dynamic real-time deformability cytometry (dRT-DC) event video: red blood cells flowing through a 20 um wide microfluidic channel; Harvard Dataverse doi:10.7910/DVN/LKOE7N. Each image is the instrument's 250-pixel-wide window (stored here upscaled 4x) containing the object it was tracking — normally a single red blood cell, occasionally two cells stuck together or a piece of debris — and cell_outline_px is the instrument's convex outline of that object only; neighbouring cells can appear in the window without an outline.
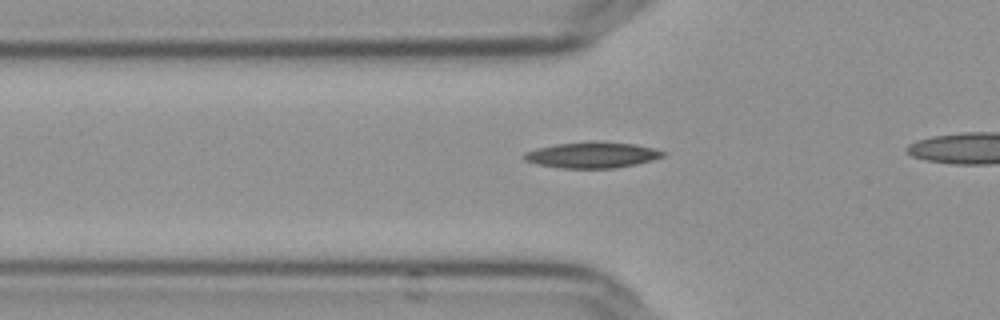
{"species": "Egyptian fruit bat (a non-hibernating species)", "species_latin": "Rousettus aegyptiacus", "temperature_condition": "cold", "stored_images_in_passage": 29, "camera_frame_rate_fps": 3000, "um_per_image_px": 0.085, "frame": {"image": 1, "passage_image": 2, "time_ms": 0.333, "image_size_px": [1000, 320], "cell_outline_px": [[668, 152], [664, 156], [652, 160], [636, 164], [612, 168], [560, 168], [536, 164], [524, 160], [520, 156], [524, 152], [536, 148], [556, 144], [588, 140], [596, 140], [636, 144]], "centroid_in_image_um": [50.3, 13.15], "position_along_channel_um": 75.5, "area_um2": 21.44}}
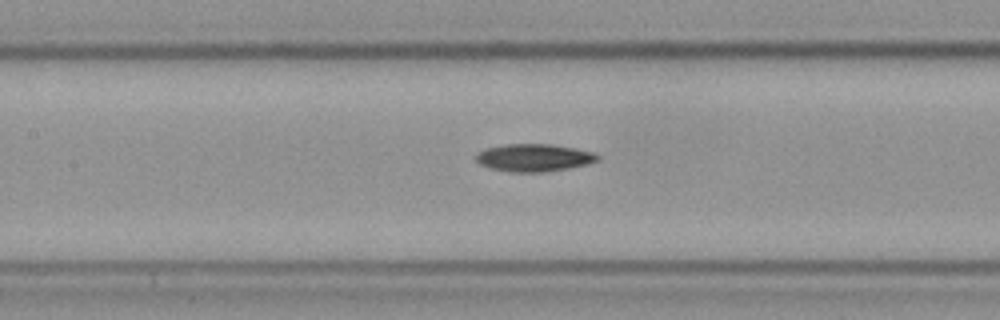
{"frame": {"image": 2, "passage_image": 9, "time_ms": 2.667, "image_size_px": [1000, 320], "cell_outline_px": [[600, 160], [588, 164], [568, 168], [544, 172], [512, 172], [488, 168], [480, 164], [476, 160], [476, 152], [484, 148], [504, 144], [552, 144], [576, 148], [596, 152], [600, 156]], "centroid_in_image_um": [45.4, 13.39], "position_along_channel_um": 162.0, "area_um2": 19.88}}
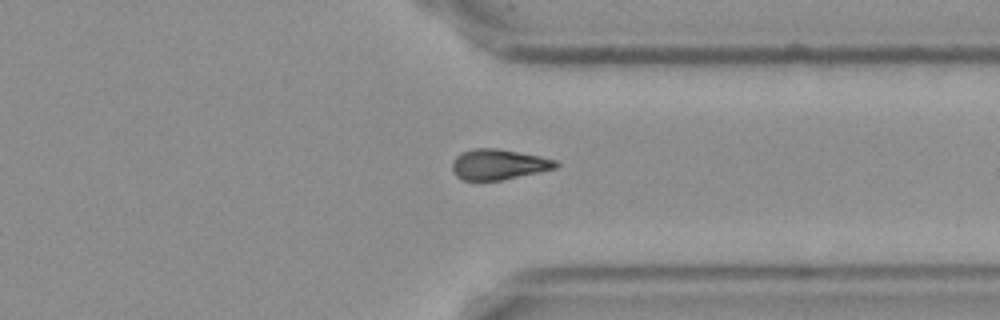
{"frame": {"image": 3, "passage_image": 26, "time_ms": 8.333, "image_size_px": [1000, 320], "cell_outline_px": [[560, 164], [556, 168], [540, 172], [500, 180], [464, 180], [456, 176], [452, 168], [452, 160], [460, 152], [472, 148], [500, 148], [540, 156], [556, 160]], "centroid_in_image_um": [42.37, 13.96], "position_along_channel_um": 369.0, "area_um2": 18.55}}